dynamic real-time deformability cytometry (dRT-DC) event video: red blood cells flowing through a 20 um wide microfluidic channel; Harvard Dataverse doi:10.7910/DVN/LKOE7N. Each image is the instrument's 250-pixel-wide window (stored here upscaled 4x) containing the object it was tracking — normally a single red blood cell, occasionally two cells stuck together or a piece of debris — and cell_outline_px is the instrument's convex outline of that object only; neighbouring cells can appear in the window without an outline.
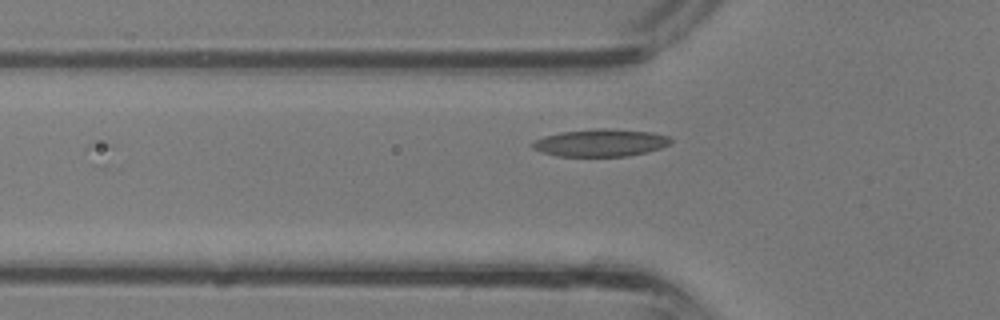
{"species": "common noctule bat (a hibernating species)", "species_latin": "Nyctalus noctula", "temperature_condition": "room temperature", "stored_images_in_passage": 13, "camera_frame_rate_fps": 3000, "um_per_image_px": 0.085, "animal": {"sex": "male", "body_mass_g": 13.3}, "frame": {"image": 1, "passage_image": 13, "time_ms": 4.0, "image_size_px": [1000, 320], "cell_outline_px": [[672, 140], [668, 144], [660, 148], [648, 152], [628, 156], [556, 156], [540, 152], [532, 148], [528, 144], [544, 136], [560, 132], [604, 128], [652, 132], [668, 136]], "centroid_in_image_um": [51.01, 12.14], "position_along_channel_um": 74.8, "area_um2": 22.08}}